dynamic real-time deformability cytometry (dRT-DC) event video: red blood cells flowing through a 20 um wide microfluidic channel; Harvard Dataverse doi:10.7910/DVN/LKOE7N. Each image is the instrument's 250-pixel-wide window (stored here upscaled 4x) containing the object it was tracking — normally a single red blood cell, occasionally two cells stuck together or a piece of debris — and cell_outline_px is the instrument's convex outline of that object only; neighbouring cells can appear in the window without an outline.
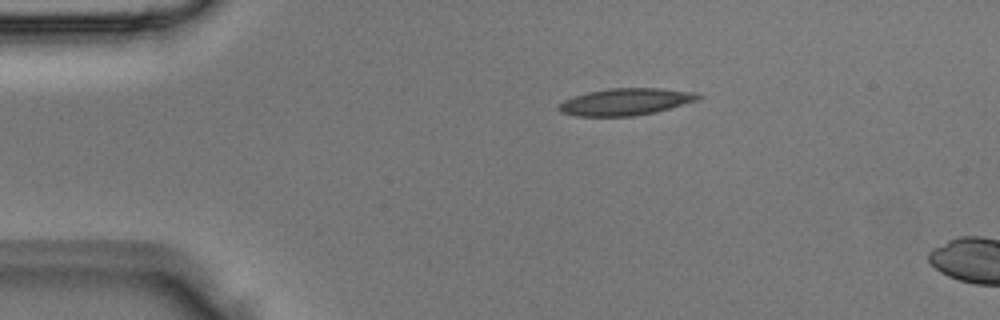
{"species": "Egyptian fruit bat (a non-hibernating species)", "species_latin": "Rousettus aegyptiacus", "temperature_condition": "room temperature", "stored_images_in_passage": 2, "camera_frame_rate_fps": 3000, "um_per_image_px": 0.085, "animal": {"sex": "male"}, "frame": {"image": 1, "passage_image": 1, "time_ms": 0.0, "image_size_px": [1000, 320], "cell_outline_px": [[704, 96], [700, 100], [656, 112], [636, 116], [576, 116], [560, 112], [556, 108], [564, 100], [588, 92], [612, 88], [660, 88], [696, 92]], "centroid_in_image_um": [53.24, 8.65], "position_along_channel_um": 31.8, "area_um2": 22.02}}